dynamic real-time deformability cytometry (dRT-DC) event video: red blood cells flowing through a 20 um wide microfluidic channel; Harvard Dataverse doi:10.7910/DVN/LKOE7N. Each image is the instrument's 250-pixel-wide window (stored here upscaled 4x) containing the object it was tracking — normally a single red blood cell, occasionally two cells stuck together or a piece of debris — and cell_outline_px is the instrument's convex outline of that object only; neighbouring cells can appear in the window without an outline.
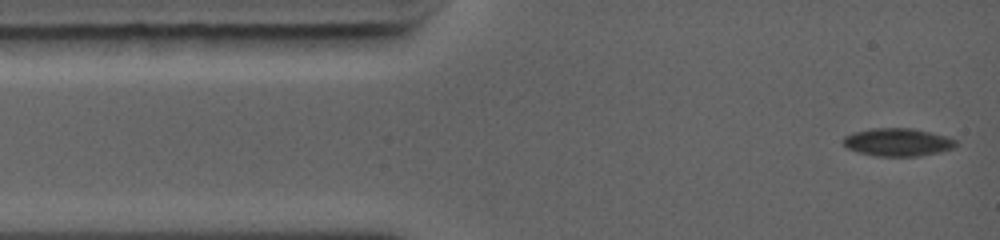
{"species": "common noctule bat (a hibernating species)", "species_latin": "Nyctalus noctula", "temperature_condition": "warm", "stored_images_in_passage": 6, "camera_frame_rate_fps": 5000, "um_per_image_px": 0.085, "animal": {"sex": "female", "body_mass_g": 19.0, "forearm_length_mm": 56.7}, "frame": {"image": 1, "passage_image": 1, "time_ms": 0.0, "image_size_px": [1000, 240], "cell_outline_px": [[956, 148], [940, 152], [920, 156], [880, 156], [860, 152], [848, 148], [844, 144], [844, 136], [852, 132], [872, 128], [912, 128], [932, 132], [948, 136], [956, 140]], "centroid_in_image_um": [76.36, 12.07], "position_along_channel_um": 8.6, "area_um2": 18.38}}
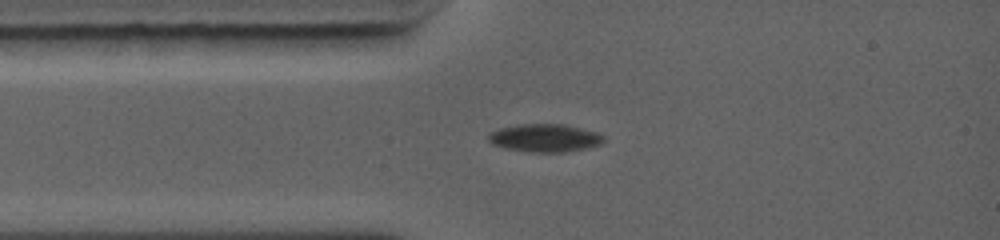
{"frame": {"image": 2, "passage_image": 5, "time_ms": 2.0, "image_size_px": [1000, 240], "cell_outline_px": [[604, 140], [600, 144], [588, 148], [564, 152], [528, 152], [504, 148], [492, 144], [488, 140], [488, 132], [500, 128], [516, 124], [564, 124], [596, 132], [604, 136]], "centroid_in_image_um": [46.27, 11.73], "position_along_channel_um": 38.7, "area_um2": 18.9}}